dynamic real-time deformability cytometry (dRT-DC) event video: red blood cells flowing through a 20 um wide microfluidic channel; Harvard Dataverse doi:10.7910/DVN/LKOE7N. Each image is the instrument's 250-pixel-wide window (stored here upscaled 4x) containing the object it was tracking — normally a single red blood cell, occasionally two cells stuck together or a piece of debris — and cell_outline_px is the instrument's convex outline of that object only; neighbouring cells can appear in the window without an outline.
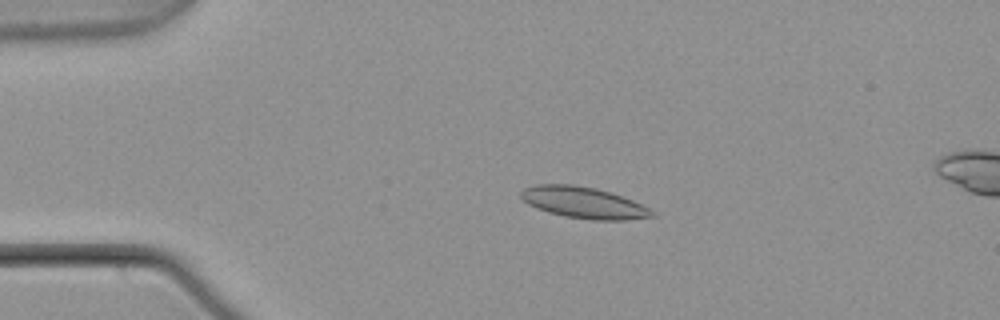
{"species": "common noctule bat (a hibernating species)", "species_latin": "Nyctalus noctula", "temperature_condition": "warm", "stored_images_in_passage": 5, "segment_of_instrument_passage": [1, 2], "camera_frame_rate_fps": 3000, "um_per_image_px": 0.085, "animal": {"sex": "male", "body_mass_g": 21.5, "forearm_length_mm": 52.0}, "frame": {"image": 1, "passage_image": 3, "time_ms": 0.667, "image_size_px": [1000, 320], "cell_outline_px": [[656, 216], [628, 220], [592, 220], [564, 216], [548, 212], [536, 208], [528, 204], [520, 196], [520, 192], [524, 188], [536, 184], [572, 184], [596, 188], [632, 200], [656, 212]], "centroid_in_image_um": [49.6, 17.23], "position_along_channel_um": 35.4, "area_um2": 23.93}}